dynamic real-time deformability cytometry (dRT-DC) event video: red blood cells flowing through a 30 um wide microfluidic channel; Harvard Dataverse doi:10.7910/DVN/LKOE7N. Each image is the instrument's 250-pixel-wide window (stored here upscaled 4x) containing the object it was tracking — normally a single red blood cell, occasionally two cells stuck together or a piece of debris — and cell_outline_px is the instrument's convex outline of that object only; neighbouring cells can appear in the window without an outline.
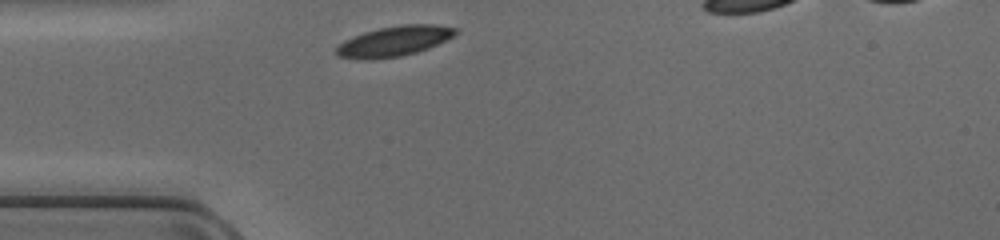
{"species": "common noctule bat (a hibernating species)", "species_latin": "Nyctalus noctula", "temperature_condition": "cold", "stored_images_in_passage": 26, "camera_frame_rate_fps": 3000, "um_per_image_px": 0.085, "animal": {"sex": "female", "body_mass_g": 17.0, "forearm_length_mm": 48.0}, "frame": {"image": 1, "passage_image": 1, "time_ms": 0.0, "image_size_px": [1000, 240], "cell_outline_px": [[460, 32], [428, 48], [416, 52], [400, 56], [372, 60], [360, 60], [336, 56], [336, 48], [344, 40], [364, 32], [380, 28], [400, 24], [432, 24], [456, 28]], "centroid_in_image_um": [33.46, 3.51], "position_along_channel_um": 51.5, "area_um2": 20.92}}
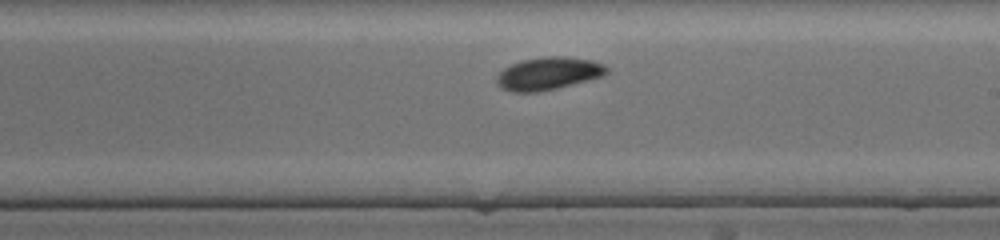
{"frame": {"image": 2, "passage_image": 15, "time_ms": 4.667, "image_size_px": [1000, 240], "cell_outline_px": [[608, 72], [604, 76], [556, 88], [536, 92], [512, 92], [500, 88], [496, 84], [496, 76], [504, 68], [520, 60], [544, 56], [568, 56], [592, 60], [604, 64], [608, 68]], "centroid_in_image_um": [46.6, 6.24], "position_along_channel_um": 242.4, "area_um2": 21.15}}
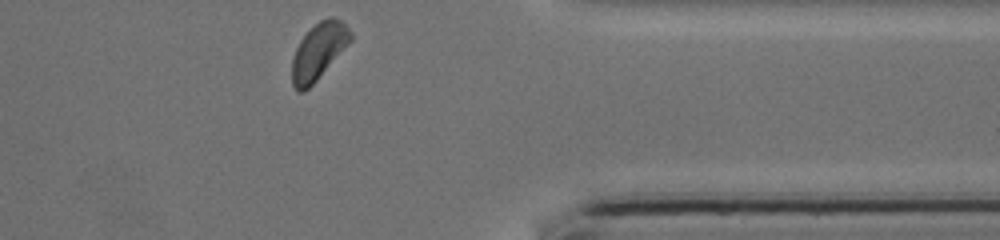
{"frame": {"image": 3, "passage_image": 26, "time_ms": 8.333, "image_size_px": [1000, 240], "cell_outline_px": [[352, 40], [316, 80], [304, 92], [296, 92], [292, 84], [292, 60], [296, 48], [300, 40], [320, 20], [328, 16], [332, 16], [340, 20], [352, 32]], "centroid_in_image_um": [27.07, 4.36], "position_along_channel_um": 384.3, "area_um2": 18.96}}